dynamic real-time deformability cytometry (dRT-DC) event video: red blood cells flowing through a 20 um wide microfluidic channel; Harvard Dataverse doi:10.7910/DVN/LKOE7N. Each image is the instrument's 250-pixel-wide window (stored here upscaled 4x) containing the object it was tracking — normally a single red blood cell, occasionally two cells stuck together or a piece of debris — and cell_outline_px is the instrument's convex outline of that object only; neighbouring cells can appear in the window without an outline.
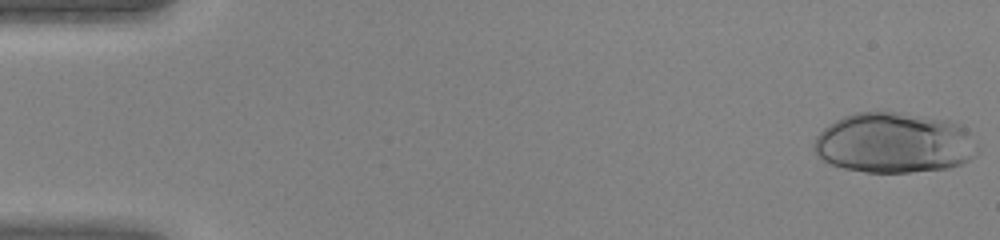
{"species": "human", "species_latin": "Homo sapiens", "temperature_condition": "warm", "stored_images_in_passage": 17, "camera_frame_rate_fps": 3000, "um_per_image_px": 0.085, "donor": {"sex": "female"}, "frame": {"image": 1, "passage_image": 1, "time_ms": 0.0, "image_size_px": [1000, 240], "cell_outline_px": [[980, 152], [976, 156], [960, 164], [948, 168], [908, 172], [864, 172], [844, 168], [832, 164], [816, 156], [812, 148], [812, 144], [816, 136], [828, 124], [844, 116], [856, 112], [896, 112], [948, 120], [960, 124], [968, 132], [980, 148]], "centroid_in_image_um": [75.99, 12.15], "position_along_channel_um": 9.0, "area_um2": 57.86}}
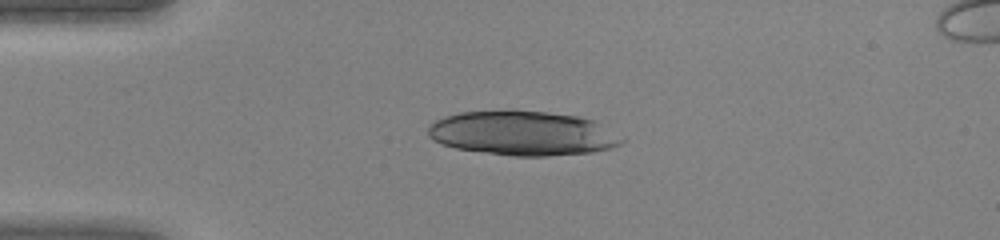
{"frame": {"image": 2, "passage_image": 11, "time_ms": 3.333, "image_size_px": [1000, 240], "cell_outline_px": [[624, 140], [620, 144], [612, 148], [592, 152], [548, 156], [512, 156], [456, 148], [432, 140], [428, 136], [428, 124], [432, 120], [444, 116], [460, 112], [512, 108], [516, 108], [580, 116], [596, 120]], "centroid_in_image_um": [44.38, 11.29], "position_along_channel_um": 40.6, "area_um2": 51.1}}